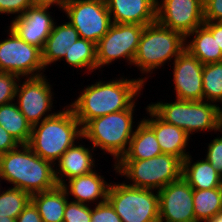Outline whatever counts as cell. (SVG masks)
<instances>
[{"instance_id": "6da1fadb", "label": "cell", "mask_w": 222, "mask_h": 222, "mask_svg": "<svg viewBox=\"0 0 222 222\" xmlns=\"http://www.w3.org/2000/svg\"><path fill=\"white\" fill-rule=\"evenodd\" d=\"M120 75L84 86L77 99L68 103L82 128L94 118L127 110L143 95L145 85L138 78Z\"/></svg>"}, {"instance_id": "7a4b0ae2", "label": "cell", "mask_w": 222, "mask_h": 222, "mask_svg": "<svg viewBox=\"0 0 222 222\" xmlns=\"http://www.w3.org/2000/svg\"><path fill=\"white\" fill-rule=\"evenodd\" d=\"M0 177L30 196L58 185L54 165L34 153L27 144L0 155Z\"/></svg>"}, {"instance_id": "3957f363", "label": "cell", "mask_w": 222, "mask_h": 222, "mask_svg": "<svg viewBox=\"0 0 222 222\" xmlns=\"http://www.w3.org/2000/svg\"><path fill=\"white\" fill-rule=\"evenodd\" d=\"M56 113L32 126L28 146L46 161L55 165L63 153L83 137L82 126L67 104Z\"/></svg>"}, {"instance_id": "277c9868", "label": "cell", "mask_w": 222, "mask_h": 222, "mask_svg": "<svg viewBox=\"0 0 222 222\" xmlns=\"http://www.w3.org/2000/svg\"><path fill=\"white\" fill-rule=\"evenodd\" d=\"M138 99L127 109L90 120L83 128V138L101 155L107 153L117 163L127 152L135 128L142 118L135 121ZM136 109V111H135ZM135 123V124H134Z\"/></svg>"}, {"instance_id": "5b68a950", "label": "cell", "mask_w": 222, "mask_h": 222, "mask_svg": "<svg viewBox=\"0 0 222 222\" xmlns=\"http://www.w3.org/2000/svg\"><path fill=\"white\" fill-rule=\"evenodd\" d=\"M185 39L181 33L166 28L157 21L144 26L132 64L140 71L139 74L142 73L138 77L142 84L146 85L156 69H164L166 63L169 62L171 68L172 60L185 50Z\"/></svg>"}, {"instance_id": "8992f818", "label": "cell", "mask_w": 222, "mask_h": 222, "mask_svg": "<svg viewBox=\"0 0 222 222\" xmlns=\"http://www.w3.org/2000/svg\"><path fill=\"white\" fill-rule=\"evenodd\" d=\"M173 99V102L158 100L148 106L166 123L183 129L191 137L195 133L206 135L209 131L217 134L222 129V105L204 100Z\"/></svg>"}, {"instance_id": "52a82bcc", "label": "cell", "mask_w": 222, "mask_h": 222, "mask_svg": "<svg viewBox=\"0 0 222 222\" xmlns=\"http://www.w3.org/2000/svg\"><path fill=\"white\" fill-rule=\"evenodd\" d=\"M111 167L126 184L155 191L182 177V161L165 153L144 160H119Z\"/></svg>"}, {"instance_id": "ba28073f", "label": "cell", "mask_w": 222, "mask_h": 222, "mask_svg": "<svg viewBox=\"0 0 222 222\" xmlns=\"http://www.w3.org/2000/svg\"><path fill=\"white\" fill-rule=\"evenodd\" d=\"M107 201L122 222H159L158 191L111 181Z\"/></svg>"}, {"instance_id": "9c48e42d", "label": "cell", "mask_w": 222, "mask_h": 222, "mask_svg": "<svg viewBox=\"0 0 222 222\" xmlns=\"http://www.w3.org/2000/svg\"><path fill=\"white\" fill-rule=\"evenodd\" d=\"M8 35L0 40V72L12 73L20 78L44 75L42 50L26 43L9 26Z\"/></svg>"}, {"instance_id": "30bf717a", "label": "cell", "mask_w": 222, "mask_h": 222, "mask_svg": "<svg viewBox=\"0 0 222 222\" xmlns=\"http://www.w3.org/2000/svg\"><path fill=\"white\" fill-rule=\"evenodd\" d=\"M143 30L144 26L140 24L112 23L96 45L98 72L104 71L105 66L114 64L117 59L132 66Z\"/></svg>"}, {"instance_id": "8fae6325", "label": "cell", "mask_w": 222, "mask_h": 222, "mask_svg": "<svg viewBox=\"0 0 222 222\" xmlns=\"http://www.w3.org/2000/svg\"><path fill=\"white\" fill-rule=\"evenodd\" d=\"M46 74L37 77L20 78L15 95V102L26 120L34 126L53 116L54 84ZM23 80V81H22ZM53 109V110H52ZM53 112V113H52Z\"/></svg>"}, {"instance_id": "7c38bea8", "label": "cell", "mask_w": 222, "mask_h": 222, "mask_svg": "<svg viewBox=\"0 0 222 222\" xmlns=\"http://www.w3.org/2000/svg\"><path fill=\"white\" fill-rule=\"evenodd\" d=\"M62 12L80 38L96 45L112 25L105 0H69Z\"/></svg>"}, {"instance_id": "4fadbf2b", "label": "cell", "mask_w": 222, "mask_h": 222, "mask_svg": "<svg viewBox=\"0 0 222 222\" xmlns=\"http://www.w3.org/2000/svg\"><path fill=\"white\" fill-rule=\"evenodd\" d=\"M156 21L186 38L204 24L203 0H157Z\"/></svg>"}, {"instance_id": "5bb4252c", "label": "cell", "mask_w": 222, "mask_h": 222, "mask_svg": "<svg viewBox=\"0 0 222 222\" xmlns=\"http://www.w3.org/2000/svg\"><path fill=\"white\" fill-rule=\"evenodd\" d=\"M159 222H197L193 208V189L181 177L158 191Z\"/></svg>"}, {"instance_id": "9a60e30c", "label": "cell", "mask_w": 222, "mask_h": 222, "mask_svg": "<svg viewBox=\"0 0 222 222\" xmlns=\"http://www.w3.org/2000/svg\"><path fill=\"white\" fill-rule=\"evenodd\" d=\"M175 98L188 101L203 100V67L197 57L185 49L172 63Z\"/></svg>"}, {"instance_id": "2e32d148", "label": "cell", "mask_w": 222, "mask_h": 222, "mask_svg": "<svg viewBox=\"0 0 222 222\" xmlns=\"http://www.w3.org/2000/svg\"><path fill=\"white\" fill-rule=\"evenodd\" d=\"M51 8L53 7H29L22 15L12 17L9 27L26 43L43 50L56 22L55 16L49 11Z\"/></svg>"}, {"instance_id": "e0dca14e", "label": "cell", "mask_w": 222, "mask_h": 222, "mask_svg": "<svg viewBox=\"0 0 222 222\" xmlns=\"http://www.w3.org/2000/svg\"><path fill=\"white\" fill-rule=\"evenodd\" d=\"M147 116L142 120L154 131L162 153L178 157L183 161L190 151V140L192 139L183 129L166 123L148 105H146Z\"/></svg>"}, {"instance_id": "ac0fdd59", "label": "cell", "mask_w": 222, "mask_h": 222, "mask_svg": "<svg viewBox=\"0 0 222 222\" xmlns=\"http://www.w3.org/2000/svg\"><path fill=\"white\" fill-rule=\"evenodd\" d=\"M83 140L82 137L80 139L82 142L78 141L69 147L54 165L55 179L58 185L62 186L67 180L88 174L98 167L95 162L98 159L94 158L96 150L92 145L86 147V140L84 142Z\"/></svg>"}, {"instance_id": "d6986e66", "label": "cell", "mask_w": 222, "mask_h": 222, "mask_svg": "<svg viewBox=\"0 0 222 222\" xmlns=\"http://www.w3.org/2000/svg\"><path fill=\"white\" fill-rule=\"evenodd\" d=\"M96 169L88 174L77 176L67 180L62 187L67 193L70 201L81 204L96 205L107 201V194L111 181H106L104 175ZM89 203V204H88Z\"/></svg>"}, {"instance_id": "ffe728a7", "label": "cell", "mask_w": 222, "mask_h": 222, "mask_svg": "<svg viewBox=\"0 0 222 222\" xmlns=\"http://www.w3.org/2000/svg\"><path fill=\"white\" fill-rule=\"evenodd\" d=\"M112 23L140 24L156 22L157 0H105Z\"/></svg>"}, {"instance_id": "44dd1931", "label": "cell", "mask_w": 222, "mask_h": 222, "mask_svg": "<svg viewBox=\"0 0 222 222\" xmlns=\"http://www.w3.org/2000/svg\"><path fill=\"white\" fill-rule=\"evenodd\" d=\"M54 23L52 32L42 50L43 64L46 69L64 59L66 48H70L79 38V33L68 21ZM48 67V68H47Z\"/></svg>"}, {"instance_id": "7402d4cb", "label": "cell", "mask_w": 222, "mask_h": 222, "mask_svg": "<svg viewBox=\"0 0 222 222\" xmlns=\"http://www.w3.org/2000/svg\"><path fill=\"white\" fill-rule=\"evenodd\" d=\"M200 159H193L190 153L182 161L183 179L190 185L192 189L208 190L221 187L222 176L207 161L205 157H201Z\"/></svg>"}, {"instance_id": "603a6c76", "label": "cell", "mask_w": 222, "mask_h": 222, "mask_svg": "<svg viewBox=\"0 0 222 222\" xmlns=\"http://www.w3.org/2000/svg\"><path fill=\"white\" fill-rule=\"evenodd\" d=\"M185 49L197 57L203 65L222 62V51L216 43V38L211 34V30L205 24L186 37Z\"/></svg>"}, {"instance_id": "cb8c5ba5", "label": "cell", "mask_w": 222, "mask_h": 222, "mask_svg": "<svg viewBox=\"0 0 222 222\" xmlns=\"http://www.w3.org/2000/svg\"><path fill=\"white\" fill-rule=\"evenodd\" d=\"M69 197L60 185L31 196L43 222H63L65 207Z\"/></svg>"}, {"instance_id": "d4e9b609", "label": "cell", "mask_w": 222, "mask_h": 222, "mask_svg": "<svg viewBox=\"0 0 222 222\" xmlns=\"http://www.w3.org/2000/svg\"><path fill=\"white\" fill-rule=\"evenodd\" d=\"M162 154L154 131L141 120L130 140L126 154L120 160H144Z\"/></svg>"}, {"instance_id": "484cf974", "label": "cell", "mask_w": 222, "mask_h": 222, "mask_svg": "<svg viewBox=\"0 0 222 222\" xmlns=\"http://www.w3.org/2000/svg\"><path fill=\"white\" fill-rule=\"evenodd\" d=\"M66 51L62 61L69 65L67 67L77 71L81 69L80 72L84 71L88 75L96 72L97 52L95 43L79 37L69 49L66 48Z\"/></svg>"}, {"instance_id": "4316f807", "label": "cell", "mask_w": 222, "mask_h": 222, "mask_svg": "<svg viewBox=\"0 0 222 222\" xmlns=\"http://www.w3.org/2000/svg\"><path fill=\"white\" fill-rule=\"evenodd\" d=\"M0 125L20 144H28L32 126L15 101L0 105Z\"/></svg>"}, {"instance_id": "83f0119b", "label": "cell", "mask_w": 222, "mask_h": 222, "mask_svg": "<svg viewBox=\"0 0 222 222\" xmlns=\"http://www.w3.org/2000/svg\"><path fill=\"white\" fill-rule=\"evenodd\" d=\"M195 220L204 222L222 212V186L208 190L193 189Z\"/></svg>"}, {"instance_id": "f1b7e54d", "label": "cell", "mask_w": 222, "mask_h": 222, "mask_svg": "<svg viewBox=\"0 0 222 222\" xmlns=\"http://www.w3.org/2000/svg\"><path fill=\"white\" fill-rule=\"evenodd\" d=\"M202 78L203 100L220 106L222 104V62L204 64Z\"/></svg>"}, {"instance_id": "f546056e", "label": "cell", "mask_w": 222, "mask_h": 222, "mask_svg": "<svg viewBox=\"0 0 222 222\" xmlns=\"http://www.w3.org/2000/svg\"><path fill=\"white\" fill-rule=\"evenodd\" d=\"M30 200L31 196L21 189L9 186L2 188L0 190V217L16 219Z\"/></svg>"}, {"instance_id": "4dcf8cb0", "label": "cell", "mask_w": 222, "mask_h": 222, "mask_svg": "<svg viewBox=\"0 0 222 222\" xmlns=\"http://www.w3.org/2000/svg\"><path fill=\"white\" fill-rule=\"evenodd\" d=\"M63 222H91V205L68 200Z\"/></svg>"}, {"instance_id": "1f68e13d", "label": "cell", "mask_w": 222, "mask_h": 222, "mask_svg": "<svg viewBox=\"0 0 222 222\" xmlns=\"http://www.w3.org/2000/svg\"><path fill=\"white\" fill-rule=\"evenodd\" d=\"M19 80L16 74L0 72V105L15 101Z\"/></svg>"}, {"instance_id": "d6a6232c", "label": "cell", "mask_w": 222, "mask_h": 222, "mask_svg": "<svg viewBox=\"0 0 222 222\" xmlns=\"http://www.w3.org/2000/svg\"><path fill=\"white\" fill-rule=\"evenodd\" d=\"M222 134V129L220 130ZM214 137L210 143L206 144L207 152L204 155L207 161L217 170L222 176V136L219 133Z\"/></svg>"}, {"instance_id": "836d02e7", "label": "cell", "mask_w": 222, "mask_h": 222, "mask_svg": "<svg viewBox=\"0 0 222 222\" xmlns=\"http://www.w3.org/2000/svg\"><path fill=\"white\" fill-rule=\"evenodd\" d=\"M91 205V222H122L108 201Z\"/></svg>"}, {"instance_id": "e575fe53", "label": "cell", "mask_w": 222, "mask_h": 222, "mask_svg": "<svg viewBox=\"0 0 222 222\" xmlns=\"http://www.w3.org/2000/svg\"><path fill=\"white\" fill-rule=\"evenodd\" d=\"M32 6H34L32 0H0V15L17 17Z\"/></svg>"}, {"instance_id": "d590c367", "label": "cell", "mask_w": 222, "mask_h": 222, "mask_svg": "<svg viewBox=\"0 0 222 222\" xmlns=\"http://www.w3.org/2000/svg\"><path fill=\"white\" fill-rule=\"evenodd\" d=\"M204 21L222 22V0H203Z\"/></svg>"}, {"instance_id": "8d00e7d4", "label": "cell", "mask_w": 222, "mask_h": 222, "mask_svg": "<svg viewBox=\"0 0 222 222\" xmlns=\"http://www.w3.org/2000/svg\"><path fill=\"white\" fill-rule=\"evenodd\" d=\"M15 220L16 222H43L36 206L31 200Z\"/></svg>"}, {"instance_id": "74e56055", "label": "cell", "mask_w": 222, "mask_h": 222, "mask_svg": "<svg viewBox=\"0 0 222 222\" xmlns=\"http://www.w3.org/2000/svg\"><path fill=\"white\" fill-rule=\"evenodd\" d=\"M20 143L0 125V155L17 148Z\"/></svg>"}, {"instance_id": "f35d334b", "label": "cell", "mask_w": 222, "mask_h": 222, "mask_svg": "<svg viewBox=\"0 0 222 222\" xmlns=\"http://www.w3.org/2000/svg\"><path fill=\"white\" fill-rule=\"evenodd\" d=\"M204 24L211 30V34L216 38V43L222 51V22L204 21Z\"/></svg>"}, {"instance_id": "ab89813d", "label": "cell", "mask_w": 222, "mask_h": 222, "mask_svg": "<svg viewBox=\"0 0 222 222\" xmlns=\"http://www.w3.org/2000/svg\"><path fill=\"white\" fill-rule=\"evenodd\" d=\"M69 0H32L34 6H49L58 7V11H62L63 7L67 4Z\"/></svg>"}, {"instance_id": "60d3db41", "label": "cell", "mask_w": 222, "mask_h": 222, "mask_svg": "<svg viewBox=\"0 0 222 222\" xmlns=\"http://www.w3.org/2000/svg\"><path fill=\"white\" fill-rule=\"evenodd\" d=\"M204 222H222V212L218 213L214 218L206 220Z\"/></svg>"}, {"instance_id": "b9f144b4", "label": "cell", "mask_w": 222, "mask_h": 222, "mask_svg": "<svg viewBox=\"0 0 222 222\" xmlns=\"http://www.w3.org/2000/svg\"><path fill=\"white\" fill-rule=\"evenodd\" d=\"M0 222H16V220L9 217H0Z\"/></svg>"}, {"instance_id": "7bdbcfd3", "label": "cell", "mask_w": 222, "mask_h": 222, "mask_svg": "<svg viewBox=\"0 0 222 222\" xmlns=\"http://www.w3.org/2000/svg\"><path fill=\"white\" fill-rule=\"evenodd\" d=\"M1 182H4V181H2V179H1V177H0V190L3 188V187L1 186Z\"/></svg>"}]
</instances>
